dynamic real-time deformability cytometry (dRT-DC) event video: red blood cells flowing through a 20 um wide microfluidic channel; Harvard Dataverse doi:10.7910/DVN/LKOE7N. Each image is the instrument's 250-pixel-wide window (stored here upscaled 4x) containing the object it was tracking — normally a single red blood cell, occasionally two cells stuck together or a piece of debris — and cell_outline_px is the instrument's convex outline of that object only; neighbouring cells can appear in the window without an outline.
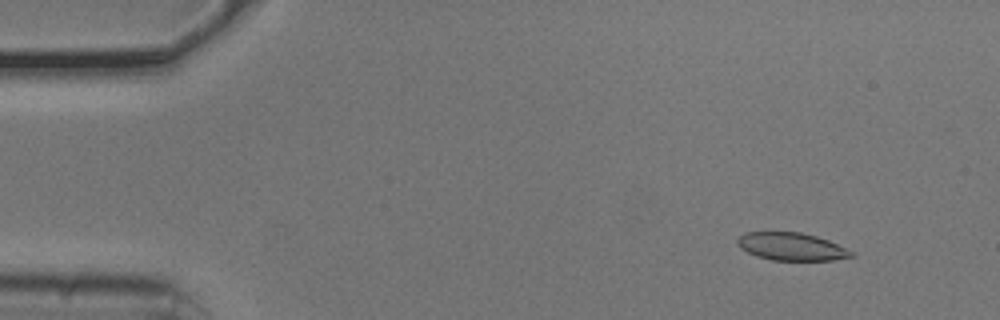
{"species": "common noctule bat (a hibernating species)", "species_latin": "Nyctalus noctula", "temperature_condition": "cold", "stored_images_in_passage": 49, "camera_frame_rate_fps": 3000, "um_per_image_px": 0.085, "animal": {"sex": "male", "body_mass_g": 20.5, "forearm_length_mm": 52.5}, "frame": {"image": 1, "passage_image": 1, "time_ms": 0.0, "image_size_px": [1000, 320], "cell_outline_px": [[856, 256], [832, 260], [772, 260], [756, 256], [740, 248], [736, 244], [736, 240], [744, 232], [800, 232], [816, 236], [828, 240], [852, 252]], "centroid_in_image_um": [67.23, 20.96], "position_along_channel_um": 17.8, "area_um2": 18.32}}
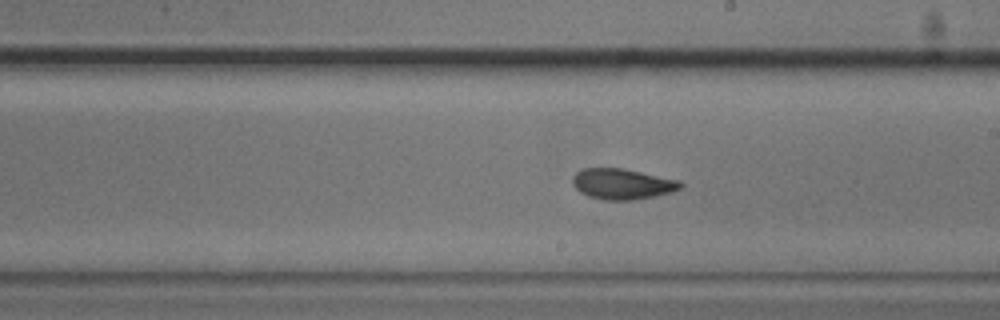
{"frame": {"image": 2, "passage_image": 26, "time_ms": 8.333, "image_size_px": [1000, 320], "cell_outline_px": [[684, 184], [680, 188], [672, 192], [632, 200], [600, 200], [588, 196], [580, 192], [572, 184], [572, 176], [580, 168], [624, 168], [680, 180]], "centroid_in_image_um": [52.87, 15.63], "position_along_channel_um": 236.1, "area_um2": 19.48}}
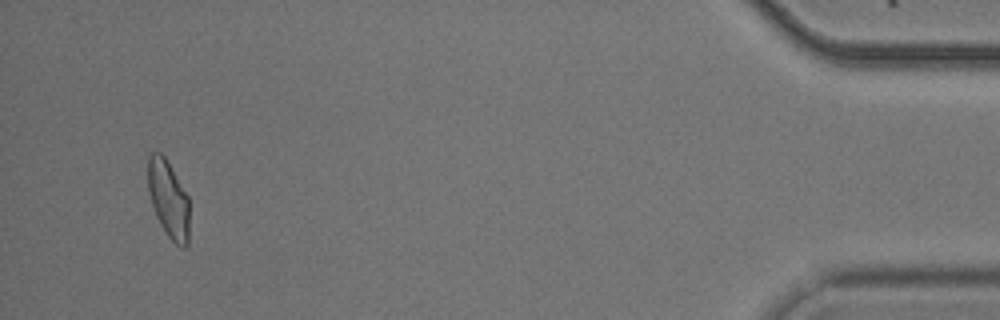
{"frame": {"image": 3, "passage_image": 47, "time_ms": 15.333, "image_size_px": [1000, 320], "cell_outline_px": [[188, 244], [184, 248], [180, 248], [168, 236], [160, 224], [156, 216], [148, 192], [148, 156], [152, 152], [160, 152], [164, 156], [188, 196]], "centroid_in_image_um": [14.31, 16.93], "position_along_channel_um": 420.9, "area_um2": 18.5}, "authors_computed_cell_mechanics": {"area_um2": 19.4208, "velocity_mm_per_s": 3.7479, "shape_relaxation_time_tau1_ms": 2.8477, "shape_relaxation_time_tau2_ms": 1.82, "deformation_change_tau1": 0.1278, "deformation_change_tau2": 0.0735}}